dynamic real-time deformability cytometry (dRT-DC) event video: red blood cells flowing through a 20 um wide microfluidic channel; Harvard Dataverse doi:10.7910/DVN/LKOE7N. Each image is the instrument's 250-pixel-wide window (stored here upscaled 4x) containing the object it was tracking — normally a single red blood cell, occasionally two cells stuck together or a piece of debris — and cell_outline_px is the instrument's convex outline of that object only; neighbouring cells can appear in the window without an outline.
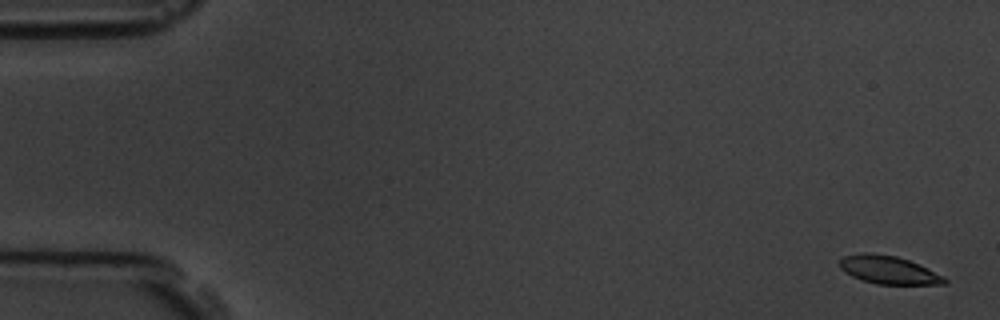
{"species": "common noctule bat (a hibernating species)", "species_latin": "Nyctalus noctula", "temperature_condition": "room temperature", "stored_images_in_passage": 6, "camera_frame_rate_fps": 3000, "um_per_image_px": 0.085, "animal": {"sex": "male", "body_mass_g": 19.5, "forearm_length_mm": 54.6}, "frame": {"image": 1, "passage_image": 1, "time_ms": 0.0, "image_size_px": [1000, 320], "cell_outline_px": [[948, 284], [876, 284], [852, 276], [844, 272], [840, 268], [840, 260], [844, 256], [864, 252], [868, 252], [896, 256], [920, 264], [944, 276], [948, 280]], "centroid_in_image_um": [75.55, 22.94], "position_along_channel_um": 9.4, "area_um2": 17.17}}
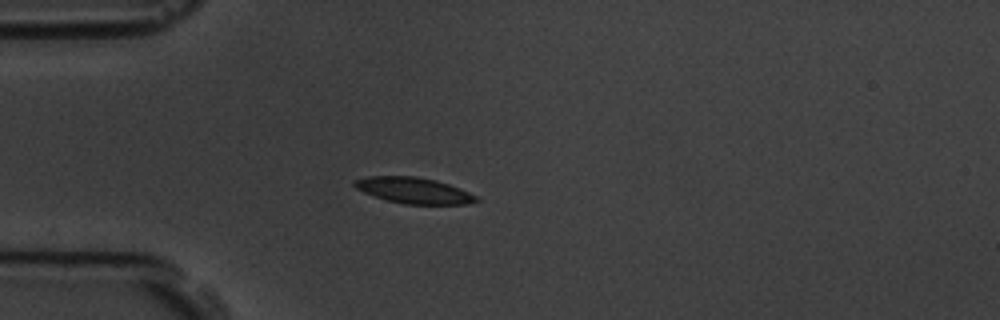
{"frame": {"image": 2, "passage_image": 5, "time_ms": 4.667, "image_size_px": [1000, 320], "cell_outline_px": [[480, 200], [468, 204], [404, 204], [388, 200], [364, 192], [356, 188], [352, 184], [352, 180], [368, 176], [416, 176], [436, 180], [460, 188], [476, 196]], "centroid_in_image_um": [35.16, 16.18], "position_along_channel_um": 49.8, "area_um2": 18.38}}